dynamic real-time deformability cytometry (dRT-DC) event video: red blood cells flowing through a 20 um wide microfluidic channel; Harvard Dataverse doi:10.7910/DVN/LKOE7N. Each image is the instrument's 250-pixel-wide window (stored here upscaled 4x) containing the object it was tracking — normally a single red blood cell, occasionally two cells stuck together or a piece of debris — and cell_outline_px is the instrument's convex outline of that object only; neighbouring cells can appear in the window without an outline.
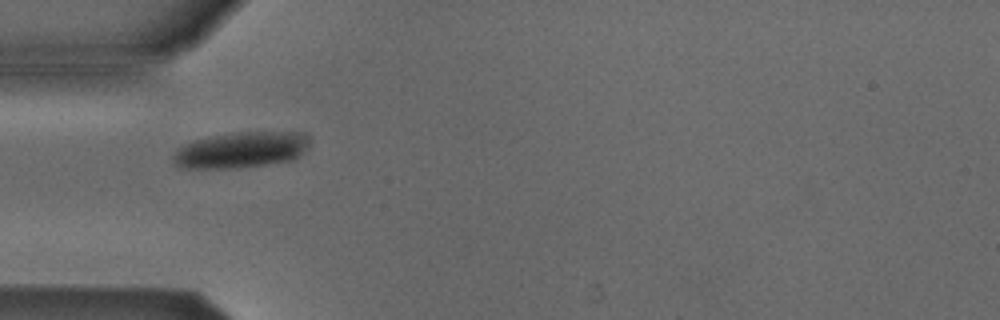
{"species": "Egyptian fruit bat (a non-hibernating species)", "species_latin": "Rousettus aegyptiacus", "temperature_condition": "cold", "stored_images_in_passage": 3, "camera_frame_rate_fps": 3000, "um_per_image_px": 0.085, "animal": {"sex": "male"}, "frame": {"image": 1, "passage_image": 1, "time_ms": 0.0, "image_size_px": [1000, 320], "cell_outline_px": [[304, 144], [300, 152], [296, 156], [288, 160], [264, 164], [228, 168], [176, 168], [172, 164], [172, 156], [176, 148], [192, 140], [212, 136], [236, 132], [296, 132], [304, 136]], "centroid_in_image_um": [20.25, 12.75], "position_along_channel_um": 64.7, "area_um2": 27.86}}
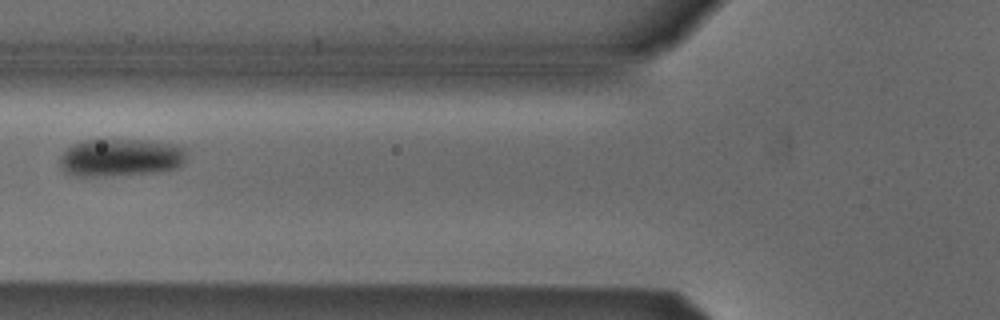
{"frame": {"image": 2, "passage_image": 2, "time_ms": 0.333, "image_size_px": [1000, 320], "cell_outline_px": [[188, 148], [184, 164], [176, 168], [156, 172], [104, 176], [72, 176], [64, 172], [60, 164], [60, 156], [72, 144], [84, 140], [148, 140], [176, 144]], "centroid_in_image_um": [10.29, 13.39], "position_along_channel_um": 115.5, "area_um2": 28.21}}
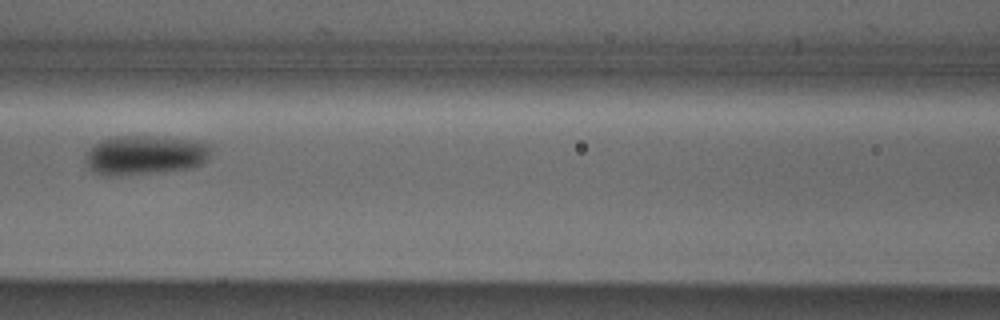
{"frame": {"image": 3, "passage_image": 3, "time_ms": 0.667, "image_size_px": [1000, 320], "cell_outline_px": [[212, 144], [208, 160], [192, 168], [156, 172], [116, 176], [104, 176], [88, 168], [84, 164], [84, 152], [88, 148], [100, 140], [112, 136], [152, 136], [196, 140]], "centroid_in_image_um": [12.28, 13.17], "position_along_channel_um": 154.3, "area_um2": 29.42}}